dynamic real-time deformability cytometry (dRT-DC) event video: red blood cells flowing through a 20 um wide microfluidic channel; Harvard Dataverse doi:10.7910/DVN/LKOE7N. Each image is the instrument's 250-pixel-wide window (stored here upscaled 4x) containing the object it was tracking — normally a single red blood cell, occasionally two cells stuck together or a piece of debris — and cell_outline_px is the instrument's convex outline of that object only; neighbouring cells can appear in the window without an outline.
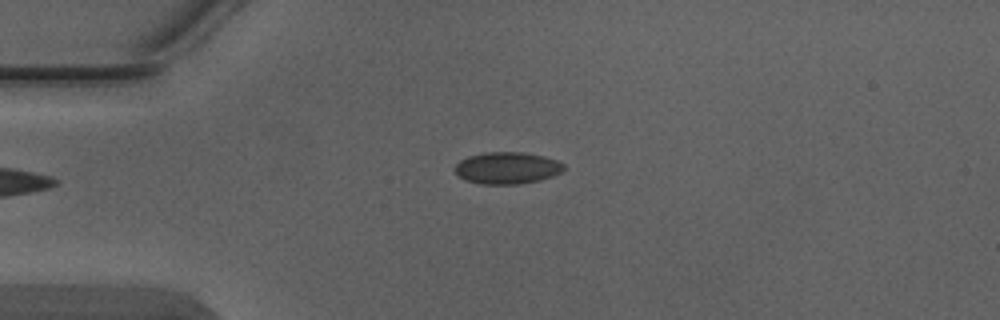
{"species": "Egyptian fruit bat (a non-hibernating species)", "species_latin": "Rousettus aegyptiacus", "temperature_condition": "warm", "stored_images_in_passage": 1, "camera_frame_rate_fps": 3000, "um_per_image_px": 0.085, "animal": {"sex": "male"}, "frame": {"image": 1, "passage_image": 1, "time_ms": 0.0, "image_size_px": [1000, 320], "cell_outline_px": [[564, 168], [560, 172], [552, 176], [540, 180], [520, 184], [480, 184], [464, 180], [456, 172], [456, 164], [460, 160], [468, 156], [488, 152], [520, 152], [544, 156], [556, 160], [564, 164]], "centroid_in_image_um": [43.1, 14.28], "position_along_channel_um": 41.9, "area_um2": 20.11}}